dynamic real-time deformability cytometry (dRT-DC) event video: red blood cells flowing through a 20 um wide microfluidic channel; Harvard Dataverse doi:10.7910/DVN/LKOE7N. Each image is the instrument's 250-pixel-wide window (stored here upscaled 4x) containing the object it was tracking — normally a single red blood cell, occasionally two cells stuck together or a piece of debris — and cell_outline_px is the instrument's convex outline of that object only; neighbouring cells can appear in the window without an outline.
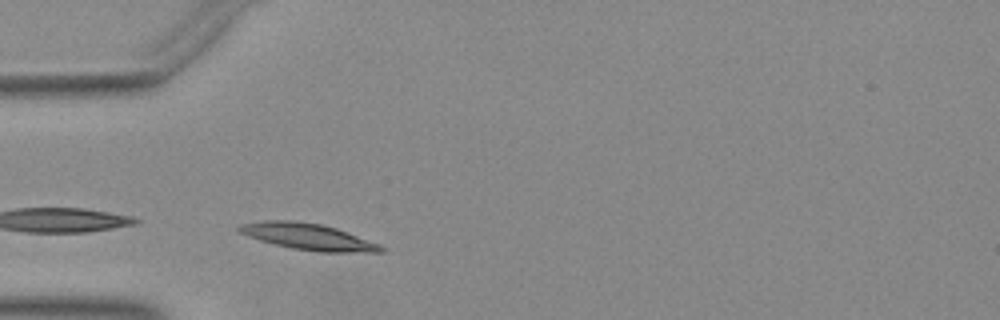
{"species": "Egyptian fruit bat (a non-hibernating species)", "species_latin": "Rousettus aegyptiacus", "temperature_condition": "warm", "stored_images_in_passage": 19, "camera_frame_rate_fps": 3000, "um_per_image_px": 0.085, "animal": {"sex": "female"}, "frame": {"image": 1, "passage_image": 1, "time_ms": 0.0, "image_size_px": [1000, 320], "cell_outline_px": [[384, 252], [320, 252], [292, 248], [260, 240], [248, 236], [240, 232], [236, 228], [240, 224], [264, 220], [288, 220], [320, 224], [336, 228], [380, 244], [384, 248]], "centroid_in_image_um": [26.19, 20.11], "position_along_channel_um": 58.8, "area_um2": 21.56}}